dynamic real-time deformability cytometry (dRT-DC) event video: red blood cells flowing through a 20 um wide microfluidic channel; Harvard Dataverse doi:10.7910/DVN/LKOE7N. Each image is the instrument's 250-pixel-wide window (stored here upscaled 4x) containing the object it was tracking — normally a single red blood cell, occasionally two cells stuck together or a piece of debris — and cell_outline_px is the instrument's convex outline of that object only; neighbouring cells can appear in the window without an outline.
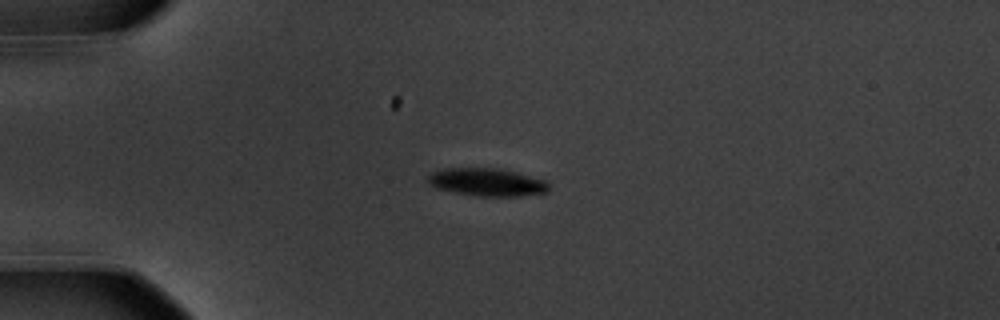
{"species": "common noctule bat (a hibernating species)", "species_latin": "Nyctalus noctula", "temperature_condition": "warm", "stored_images_in_passage": 3, "camera_frame_rate_fps": 3000, "um_per_image_px": 0.085, "animal": {"sex": "male", "body_mass_g": 20.1, "forearm_length_mm": 53.5}, "frame": {"image": 1, "passage_image": 1, "time_ms": 0.0, "image_size_px": [1000, 320], "cell_outline_px": [[552, 184], [548, 192], [520, 196], [476, 196], [436, 188], [428, 184], [428, 176], [432, 172], [440, 168], [496, 168], [516, 172], [548, 180]], "centroid_in_image_um": [41.44, 15.48], "position_along_channel_um": 43.6, "area_um2": 19.88}}